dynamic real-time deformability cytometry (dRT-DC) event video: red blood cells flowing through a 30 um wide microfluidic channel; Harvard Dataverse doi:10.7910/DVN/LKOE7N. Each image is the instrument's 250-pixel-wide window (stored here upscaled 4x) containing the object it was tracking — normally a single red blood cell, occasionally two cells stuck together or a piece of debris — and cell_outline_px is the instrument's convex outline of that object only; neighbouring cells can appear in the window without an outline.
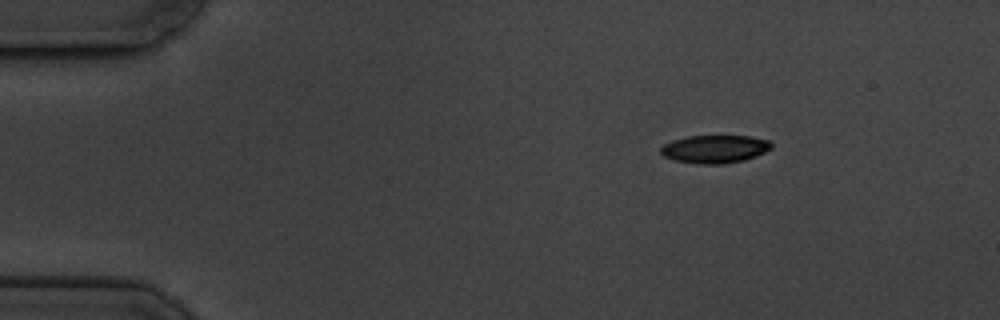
{"species": "common noctule bat (a hibernating species)", "species_latin": "Nyctalus noctula", "temperature_condition": "cold", "stored_images_in_passage": 4, "camera_frame_rate_fps": 3000, "um_per_image_px": 0.085, "animal": {"sex": "male", "body_mass_g": 19.5, "forearm_length_mm": 54.6}, "frame": {"image": 1, "passage_image": 1, "time_ms": 0.0, "image_size_px": [1000, 320], "cell_outline_px": [[772, 148], [756, 156], [744, 160], [724, 164], [696, 164], [672, 160], [664, 156], [660, 152], [660, 148], [664, 144], [672, 140], [688, 136], [752, 136], [768, 140], [772, 144]], "centroid_in_image_um": [60.74, 12.67], "position_along_channel_um": 24.3, "area_um2": 18.21}}
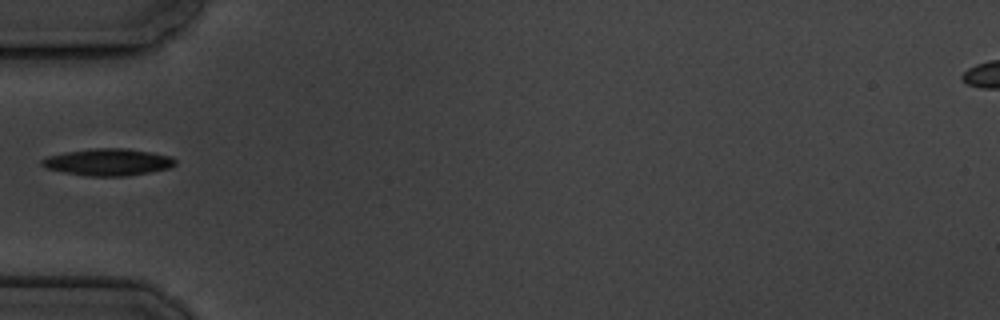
{"frame": {"image": 2, "passage_image": 4, "time_ms": 3.667, "image_size_px": [1000, 320], "cell_outline_px": [[176, 164], [168, 168], [128, 176], [88, 176], [64, 172], [44, 168], [40, 164], [40, 160], [48, 156], [64, 152], [92, 148], [124, 148], [172, 156], [176, 160]], "centroid_in_image_um": [9.14, 13.78], "position_along_channel_um": 75.9, "area_um2": 20.92}}